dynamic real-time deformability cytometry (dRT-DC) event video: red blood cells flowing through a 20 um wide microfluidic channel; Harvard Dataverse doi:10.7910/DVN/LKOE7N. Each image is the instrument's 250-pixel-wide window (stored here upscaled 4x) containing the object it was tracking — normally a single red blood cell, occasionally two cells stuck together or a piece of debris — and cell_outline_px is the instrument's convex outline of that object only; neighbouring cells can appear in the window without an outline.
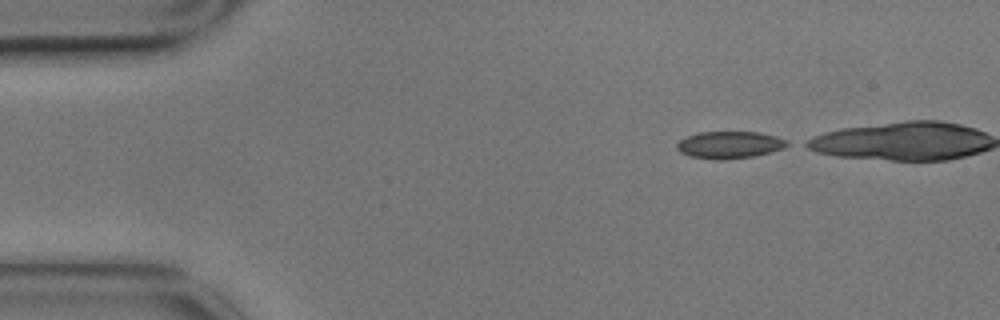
{"species": "common noctule bat (a hibernating species)", "species_latin": "Nyctalus noctula", "temperature_condition": "cold", "stored_images_in_passage": 12, "camera_frame_rate_fps": 3000, "um_per_image_px": 0.085, "animal": {"sex": "male", "body_mass_g": 17.9}, "frame": {"image": 1, "passage_image": 1, "time_ms": 0.0, "image_size_px": [1000, 320], "cell_outline_px": [[792, 144], [784, 148], [756, 156], [728, 160], [720, 160], [688, 156], [680, 152], [676, 148], [676, 144], [680, 140], [688, 136], [700, 132], [760, 132], [776, 136], [788, 140]], "centroid_in_image_um": [62.05, 12.32], "position_along_channel_um": 22.9, "area_um2": 17.69}}
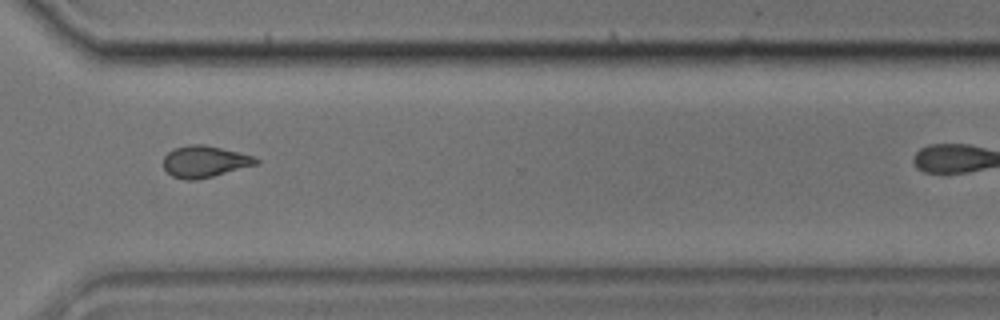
{"frame": {"image": 2, "passage_image": 10, "time_ms": 3.0, "image_size_px": [1000, 320], "cell_outline_px": [[260, 164], [196, 180], [184, 180], [172, 176], [164, 168], [164, 156], [168, 152], [176, 148], [188, 144], [204, 144], [252, 156], [260, 160]], "centroid_in_image_um": [17.39, 13.74], "position_along_channel_um": 353.2, "area_um2": 16.94}}